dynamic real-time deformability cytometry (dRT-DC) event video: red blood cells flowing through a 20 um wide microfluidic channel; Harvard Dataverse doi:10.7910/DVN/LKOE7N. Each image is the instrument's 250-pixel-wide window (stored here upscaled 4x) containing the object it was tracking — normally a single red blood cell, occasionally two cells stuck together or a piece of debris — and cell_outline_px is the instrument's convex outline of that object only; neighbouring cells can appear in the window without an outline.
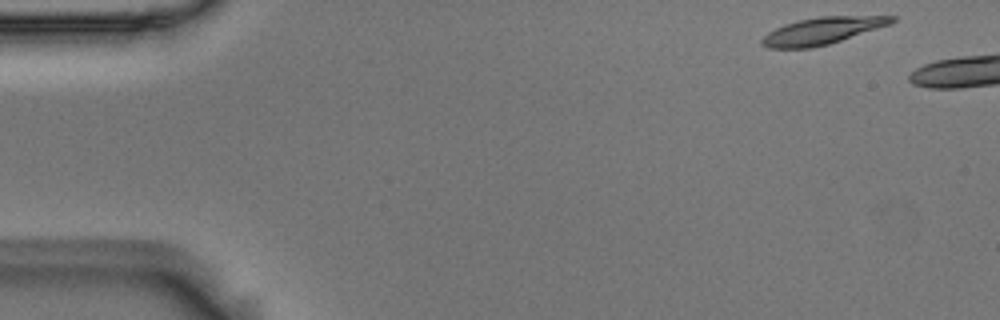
{"species": "Egyptian fruit bat (a non-hibernating species)", "species_latin": "Rousettus aegyptiacus", "temperature_condition": "room temperature", "stored_images_in_passage": 8, "camera_frame_rate_fps": 3000, "um_per_image_px": 0.085, "animal": {"sex": "male"}, "frame": {"image": 1, "passage_image": 2, "time_ms": 0.333, "image_size_px": [1000, 320], "cell_outline_px": [[896, 20], [892, 24], [828, 44], [812, 48], [768, 48], [760, 44], [760, 40], [768, 32], [784, 24], [800, 20], [820, 16], [896, 16]], "centroid_in_image_um": [69.89, 2.62], "position_along_channel_um": 15.1, "area_um2": 20.35}}